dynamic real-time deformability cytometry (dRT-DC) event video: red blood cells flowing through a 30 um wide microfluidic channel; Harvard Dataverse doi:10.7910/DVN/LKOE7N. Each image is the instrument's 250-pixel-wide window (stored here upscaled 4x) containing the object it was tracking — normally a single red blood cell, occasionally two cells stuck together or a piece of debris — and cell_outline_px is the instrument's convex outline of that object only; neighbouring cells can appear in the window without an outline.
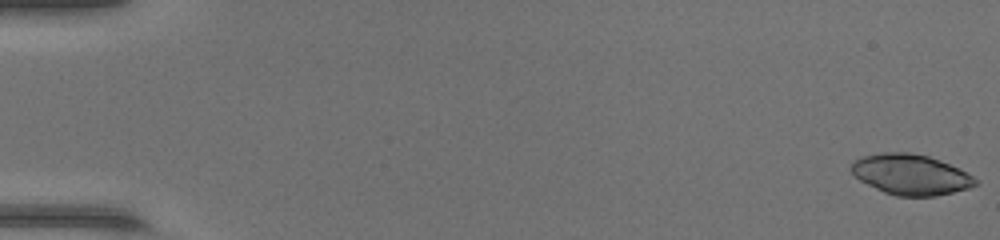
{"species": "common noctule bat (a hibernating species)", "species_latin": "Nyctalus noctula", "temperature_condition": "warm", "stored_images_in_passage": 48, "camera_frame_rate_fps": 3000, "um_per_image_px": 0.085, "animal": {"sex": "female", "body_mass_g": 17.0, "forearm_length_mm": 48.0}, "frame": {"image": 1, "passage_image": 1, "time_ms": 0.0, "image_size_px": [1000, 240], "cell_outline_px": [[980, 184], [968, 188], [936, 196], [896, 196], [884, 192], [860, 180], [848, 168], [852, 160], [860, 156], [880, 152], [908, 152], [928, 156], [940, 160], [980, 180]], "centroid_in_image_um": [77.37, 14.82], "position_along_channel_um": 7.6, "area_um2": 29.36}}
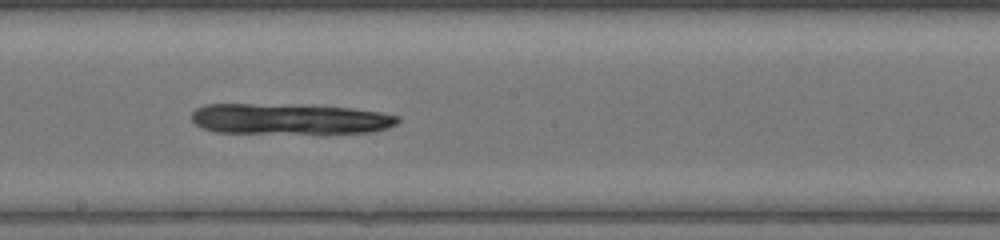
{"frame": {"image": 2, "passage_image": 28, "time_ms": 9.0, "image_size_px": [1000, 240], "cell_outline_px": [[400, 120], [396, 124], [388, 128], [376, 132], [216, 132], [200, 128], [192, 120], [192, 112], [196, 108], [204, 104], [308, 104], [352, 108], [380, 112], [400, 116]], "centroid_in_image_um": [24.63, 10.08], "position_along_channel_um": 223.6, "area_um2": 36.99}}
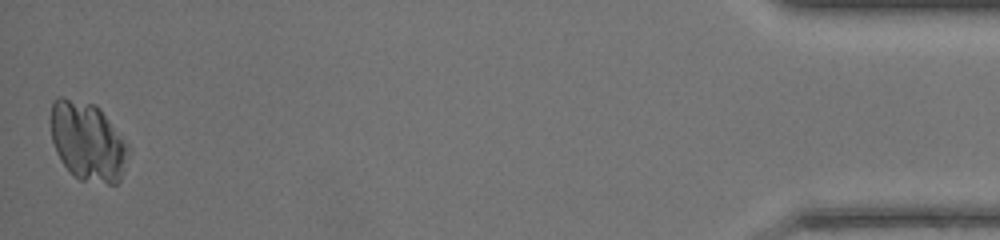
{"frame": {"image": 3, "passage_image": 48, "time_ms": 15.667, "image_size_px": [1000, 240], "cell_outline_px": [[128, 152], [120, 180], [116, 184], [108, 184], [80, 180], [60, 160], [56, 152], [52, 140], [52, 100], [56, 96], [64, 96], [96, 104], [100, 108], [128, 148]], "centroid_in_image_um": [7.42, 12.0], "position_along_channel_um": 427.8, "area_um2": 35.14}}